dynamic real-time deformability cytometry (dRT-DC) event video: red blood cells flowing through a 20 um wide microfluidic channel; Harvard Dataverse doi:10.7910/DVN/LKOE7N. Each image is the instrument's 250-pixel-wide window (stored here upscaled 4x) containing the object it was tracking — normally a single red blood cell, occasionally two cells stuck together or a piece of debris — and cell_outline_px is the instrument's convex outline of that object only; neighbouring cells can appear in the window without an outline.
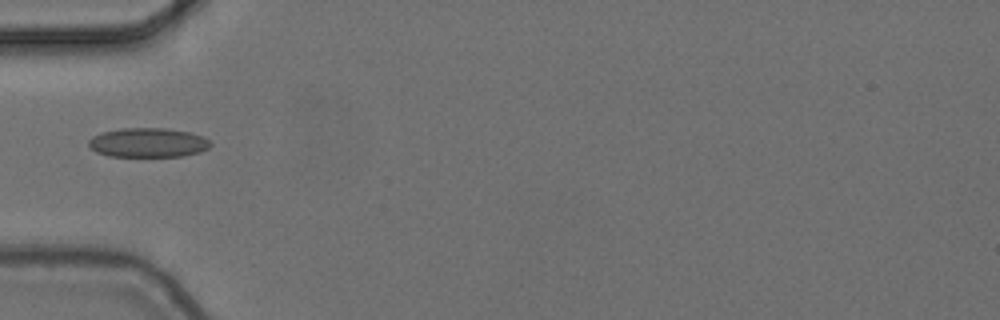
{"species": "common noctule bat (a hibernating species)", "species_latin": "Nyctalus noctula", "temperature_condition": "cold", "stored_images_in_passage": 5, "camera_frame_rate_fps": 3000, "um_per_image_px": 0.085, "animal": {"sex": "female", "body_mass_g": 24.6, "forearm_length_mm": 56.2}, "frame": {"image": 1, "passage_image": 2, "time_ms": 0.333, "image_size_px": [1000, 320], "cell_outline_px": [[212, 144], [208, 148], [200, 152], [180, 156], [108, 156], [96, 152], [88, 144], [88, 140], [92, 136], [104, 132], [120, 128], [164, 128], [188, 132], [204, 136]], "centroid_in_image_um": [12.58, 12.12], "position_along_channel_um": 72.4, "area_um2": 20.75}}
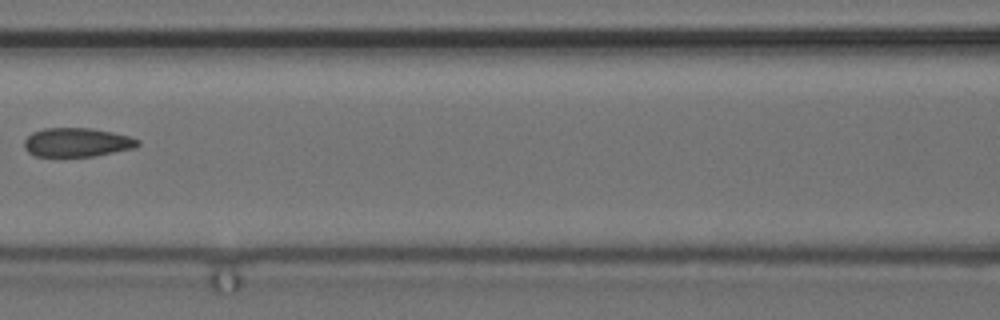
{"frame": {"image": 2, "passage_image": 4, "time_ms": 1.0, "image_size_px": [1000, 320], "cell_outline_px": [[140, 144], [136, 148], [92, 156], [36, 156], [28, 152], [24, 148], [24, 140], [32, 132], [44, 128], [92, 128], [112, 132], [128, 136], [140, 140]], "centroid_in_image_um": [6.54, 12.09], "position_along_channel_um": 160.1, "area_um2": 19.13}}
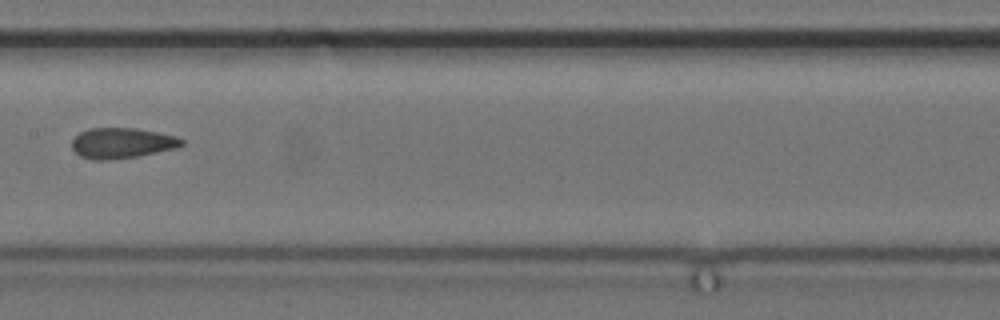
{"frame": {"image": 3, "passage_image": 5, "time_ms": 1.333, "image_size_px": [1000, 320], "cell_outline_px": [[184, 144], [176, 148], [136, 156], [108, 160], [92, 160], [80, 156], [72, 148], [72, 140], [80, 132], [88, 128], [136, 128], [176, 136], [184, 140]], "centroid_in_image_um": [10.34, 12.16], "position_along_channel_um": 197.1, "area_um2": 19.42}}